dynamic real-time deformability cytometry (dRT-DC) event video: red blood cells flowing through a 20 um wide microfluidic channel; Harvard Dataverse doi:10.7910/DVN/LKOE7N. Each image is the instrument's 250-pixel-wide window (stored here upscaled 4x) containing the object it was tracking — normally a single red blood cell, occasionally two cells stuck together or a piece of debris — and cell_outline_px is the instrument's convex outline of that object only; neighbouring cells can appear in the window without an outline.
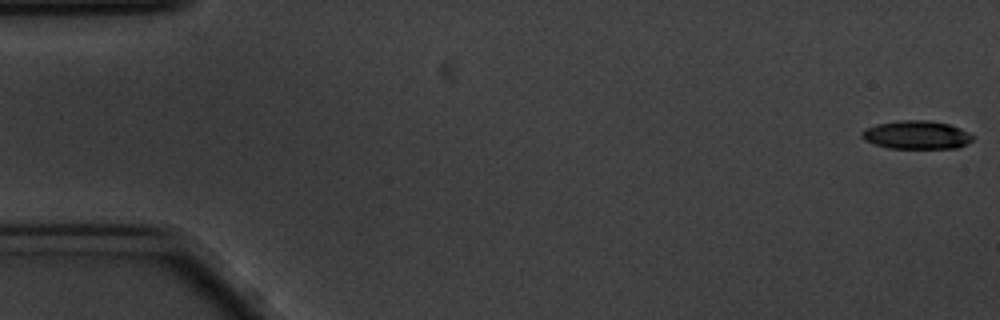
{"species": "common noctule bat (a hibernating species)", "species_latin": "Nyctalus noctula", "temperature_condition": "cold", "stored_images_in_passage": 57, "camera_frame_rate_fps": 3000, "um_per_image_px": 0.085, "animal": {"sex": "male", "body_mass_g": 20.1, "forearm_length_mm": 53.5}, "frame": {"image": 1, "passage_image": 1, "time_ms": 0.0, "image_size_px": [1000, 320], "cell_outline_px": [[976, 136], [972, 140], [956, 148], [888, 148], [864, 140], [860, 136], [860, 132], [864, 128], [876, 124], [900, 120], [928, 120], [948, 124], [960, 128]], "centroid_in_image_um": [77.87, 11.46], "position_along_channel_um": 7.1, "area_um2": 18.38}}
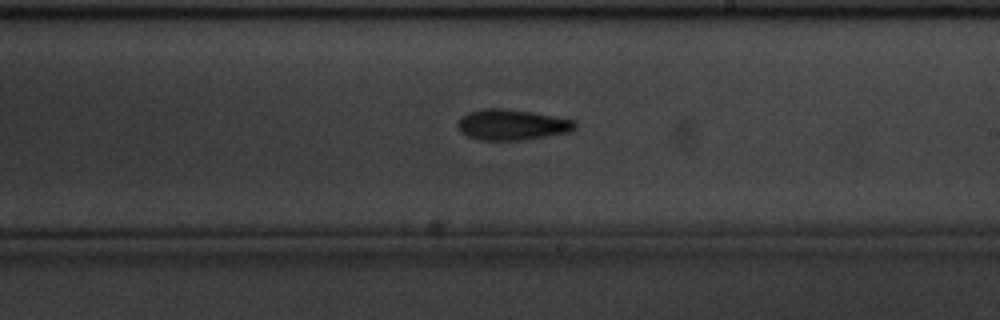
{"frame": {"image": 2, "passage_image": 33, "time_ms": 10.667, "image_size_px": [1000, 320], "cell_outline_px": [[576, 128], [568, 132], [524, 140], [480, 140], [468, 136], [460, 132], [456, 124], [468, 112], [484, 108], [504, 108], [532, 112], [576, 120]], "centroid_in_image_um": [43.52, 10.6], "position_along_channel_um": 245.5, "area_um2": 20.98}}
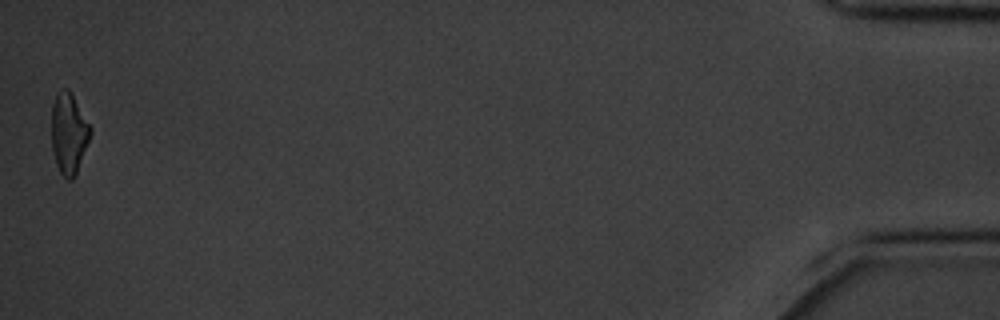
{"frame": {"image": 3, "passage_image": 57, "time_ms": 18.667, "image_size_px": [1000, 320], "cell_outline_px": [[92, 132], [76, 176], [72, 180], [68, 180], [60, 172], [56, 164], [52, 148], [52, 104], [56, 96], [64, 88], [68, 88], [92, 128]], "centroid_in_image_um": [5.86, 11.38], "position_along_channel_um": 429.3, "area_um2": 18.21}, "authors_computed_cell_mechanics": {"area_um2": 19.5942, "velocity_mm_per_s": 3.4905, "shape_relaxation_time_tau1_ms": 3.2592, "shape_relaxation_time_tau2_ms": null, "deformation_change_tau1": 0.1168, "deformation_change_tau2": null}}